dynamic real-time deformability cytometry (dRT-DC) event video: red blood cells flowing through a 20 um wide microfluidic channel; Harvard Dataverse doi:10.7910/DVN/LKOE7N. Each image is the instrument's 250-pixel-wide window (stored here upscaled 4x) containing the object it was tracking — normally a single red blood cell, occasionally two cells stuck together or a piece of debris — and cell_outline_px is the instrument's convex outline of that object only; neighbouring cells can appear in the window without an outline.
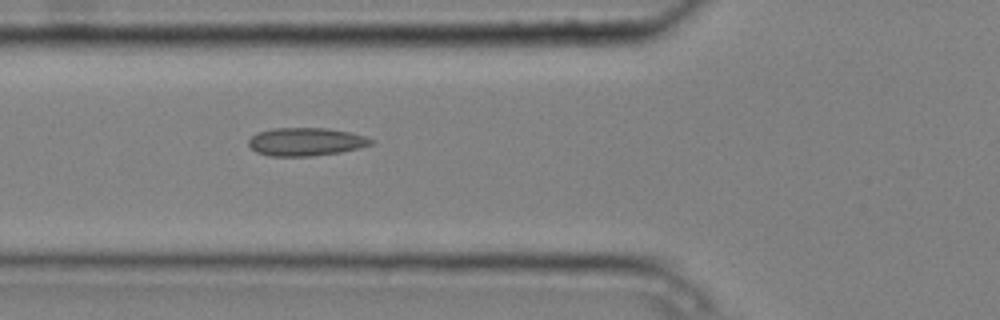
{"species": "common noctule bat (a hibernating species)", "species_latin": "Nyctalus noctula", "temperature_condition": "cold", "stored_images_in_passage": 5, "camera_frame_rate_fps": 3000, "um_per_image_px": 0.085, "animal": {"sex": "male", "body_mass_g": 20.4}, "frame": {"image": 1, "passage_image": 5, "time_ms": 1.333, "image_size_px": [1000, 320], "cell_outline_px": [[376, 144], [360, 148], [340, 152], [312, 156], [272, 156], [256, 152], [248, 144], [248, 140], [256, 132], [272, 128], [328, 128], [348, 132], [364, 136], [376, 140]], "centroid_in_image_um": [26.03, 12.05], "position_along_channel_um": 99.8, "area_um2": 20.23}}